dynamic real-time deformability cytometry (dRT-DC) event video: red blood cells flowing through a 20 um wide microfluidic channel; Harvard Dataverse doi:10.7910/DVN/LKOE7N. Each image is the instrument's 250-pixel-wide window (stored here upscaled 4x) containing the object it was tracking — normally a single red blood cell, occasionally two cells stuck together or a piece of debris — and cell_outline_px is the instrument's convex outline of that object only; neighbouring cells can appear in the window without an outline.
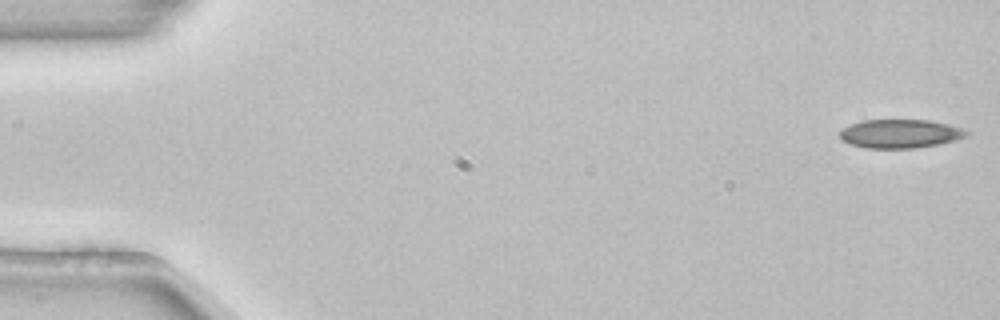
{"species": "common noctule bat (a hibernating species)", "species_latin": "Nyctalus noctula", "temperature_condition": "room temperature", "stored_images_in_passage": 53, "camera_frame_rate_fps": 3000, "um_per_image_px": 0.085, "animal": {"sex": "female", "body_mass_g": 22.7, "forearm_length_mm": 54.2}, "frame": {"image": 1, "passage_image": 1, "time_ms": 0.0, "image_size_px": [1000, 320], "cell_outline_px": [[972, 132], [968, 136], [936, 144], [916, 148], [868, 148], [848, 144], [840, 140], [840, 132], [844, 128], [860, 120], [928, 120], [948, 124]], "centroid_in_image_um": [76.49, 11.36], "position_along_channel_um": 8.5, "area_um2": 21.1}}
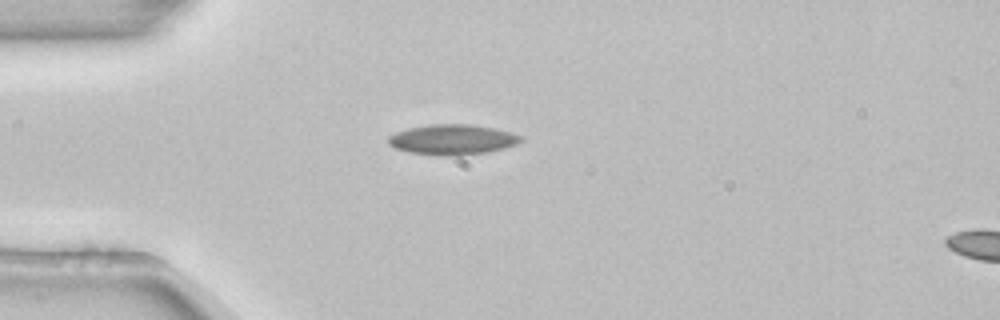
{"frame": {"image": 2, "passage_image": 14, "time_ms": 4.333, "image_size_px": [1000, 320], "cell_outline_px": [[524, 140], [516, 144], [504, 148], [488, 152], [460, 156], [436, 156], [408, 152], [396, 148], [388, 144], [388, 136], [396, 132], [408, 128], [432, 124], [472, 124], [492, 128], [524, 136]], "centroid_in_image_um": [38.45, 11.88], "position_along_channel_um": 46.5, "area_um2": 23.58}}
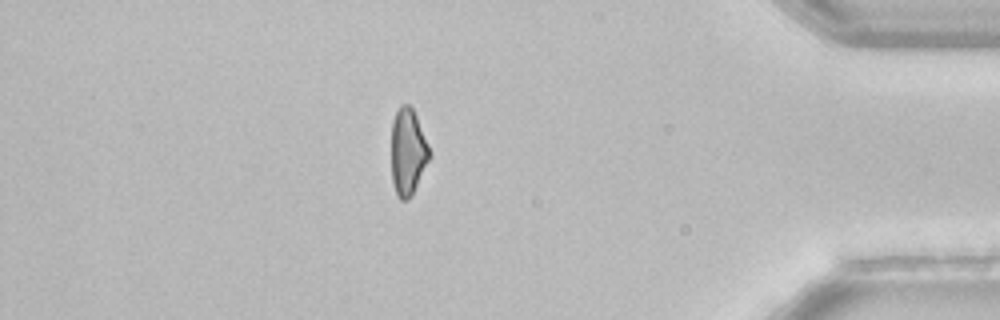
{"frame": {"image": 3, "passage_image": 46, "time_ms": 15.0, "image_size_px": [1000, 320], "cell_outline_px": [[432, 156], [412, 196], [408, 200], [400, 200], [396, 192], [392, 180], [392, 120], [400, 104], [408, 104], [412, 108], [416, 116], [432, 152]], "centroid_in_image_um": [34.69, 12.93], "position_along_channel_um": 400.5, "area_um2": 19.48}, "authors_computed_cell_mechanics": {"area_um2": 21.7906, "velocity_mm_per_s": 3.8565, "shape_relaxation_time_tau1_ms": 5.9814, "shape_relaxation_time_tau2_ms": null, "deformation_change_tau1": 0.1278, "deformation_change_tau2": null}}